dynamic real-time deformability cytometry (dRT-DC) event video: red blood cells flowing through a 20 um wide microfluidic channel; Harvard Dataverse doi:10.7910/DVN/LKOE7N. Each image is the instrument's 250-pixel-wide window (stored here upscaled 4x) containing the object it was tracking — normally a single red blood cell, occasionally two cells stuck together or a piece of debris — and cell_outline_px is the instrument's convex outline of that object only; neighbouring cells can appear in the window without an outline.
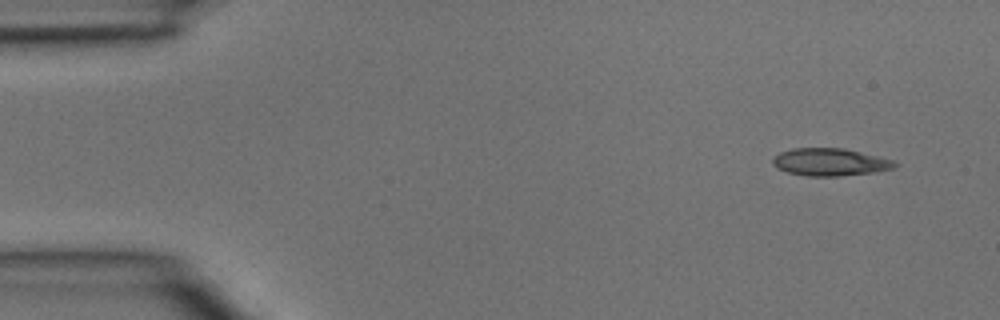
{"species": "common noctule bat (a hibernating species)", "species_latin": "Nyctalus noctula", "temperature_condition": "room temperature", "stored_images_in_passage": 3, "camera_frame_rate_fps": 3000, "um_per_image_px": 0.085, "animal": {"sex": "male", "body_mass_g": 15.6}, "frame": {"image": 1, "passage_image": 1, "time_ms": 0.0, "image_size_px": [1000, 320], "cell_outline_px": [[900, 164], [892, 168], [872, 172], [836, 176], [804, 176], [788, 172], [776, 168], [772, 164], [772, 156], [780, 152], [792, 148], [844, 148], [892, 160]], "centroid_in_image_um": [70.48, 13.77], "position_along_channel_um": 14.5, "area_um2": 19.48}}